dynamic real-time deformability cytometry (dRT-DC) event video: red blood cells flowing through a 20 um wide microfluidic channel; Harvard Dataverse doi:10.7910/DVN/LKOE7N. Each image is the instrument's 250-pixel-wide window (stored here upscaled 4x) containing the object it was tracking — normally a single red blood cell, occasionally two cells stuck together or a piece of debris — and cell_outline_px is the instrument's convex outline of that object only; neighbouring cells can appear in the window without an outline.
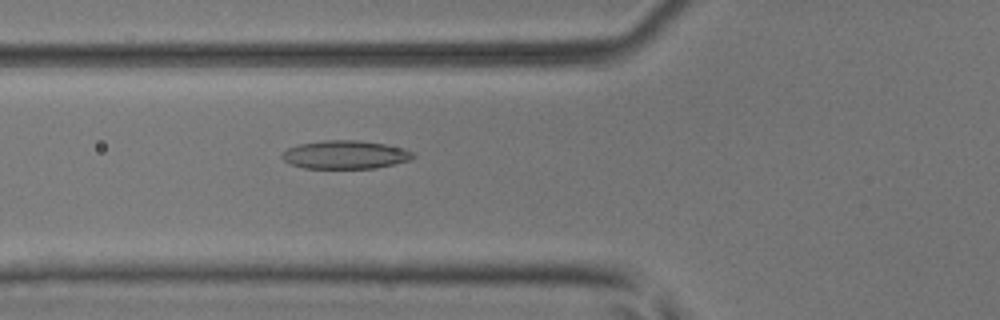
{"species": "common noctule bat (a hibernating species)", "species_latin": "Nyctalus noctula", "temperature_condition": "room temperature", "stored_images_in_passage": 50, "camera_frame_rate_fps": 3000, "um_per_image_px": 0.085, "animal": {"sex": "male", "body_mass_g": 17.9, "forearm_length_mm": 54.2}, "frame": {"image": 1, "passage_image": 19, "time_ms": 6.0, "image_size_px": [1000, 320], "cell_outline_px": [[416, 156], [408, 160], [376, 168], [304, 168], [292, 164], [284, 160], [280, 156], [288, 148], [300, 144], [324, 140], [360, 140], [384, 144], [404, 148], [412, 152]], "centroid_in_image_um": [29.35, 13.14], "position_along_channel_um": 96.5, "area_um2": 21.44}}
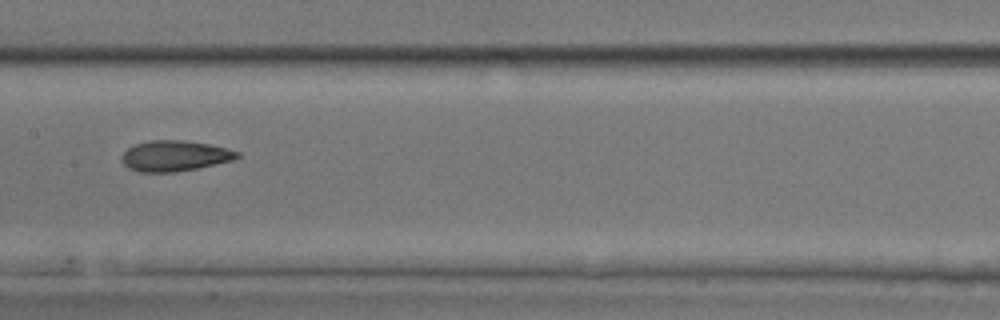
{"frame": {"image": 2, "passage_image": 26, "time_ms": 8.333, "image_size_px": [1000, 320], "cell_outline_px": [[240, 156], [232, 160], [196, 168], [172, 172], [140, 172], [128, 168], [124, 164], [120, 156], [128, 148], [136, 144], [148, 140], [180, 140], [208, 144], [228, 148], [240, 152]], "centroid_in_image_um": [14.83, 13.24], "position_along_channel_um": 192.6, "area_um2": 20.46}}
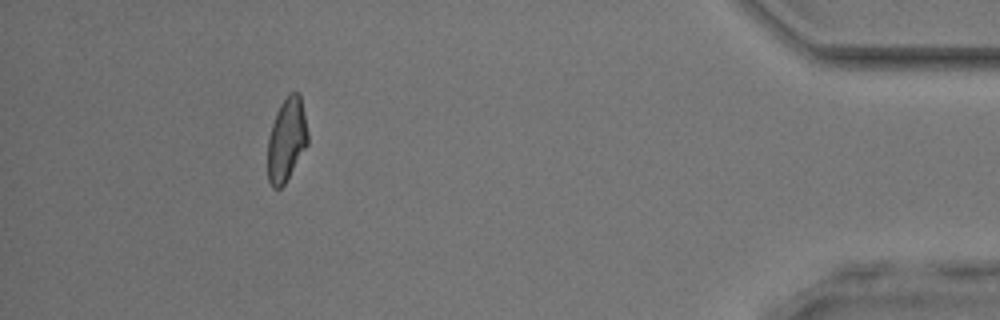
{"frame": {"image": 3, "passage_image": 46, "time_ms": 15.0, "image_size_px": [1000, 320], "cell_outline_px": [[308, 144], [284, 184], [280, 188], [272, 188], [268, 180], [268, 136], [276, 112], [280, 104], [292, 92], [300, 92], [308, 132]], "centroid_in_image_um": [24.36, 11.87], "position_along_channel_um": 410.8, "area_um2": 19.42}, "authors_computed_cell_mechanics": {"area_um2": 20.8369, "velocity_mm_per_s": 4.116, "shape_relaxation_time_tau1_ms": 5.2875, "shape_relaxation_time_tau2_ms": 2.4298, "deformation_change_tau1": 0.1419, "deformation_change_tau2": 0.0957}}